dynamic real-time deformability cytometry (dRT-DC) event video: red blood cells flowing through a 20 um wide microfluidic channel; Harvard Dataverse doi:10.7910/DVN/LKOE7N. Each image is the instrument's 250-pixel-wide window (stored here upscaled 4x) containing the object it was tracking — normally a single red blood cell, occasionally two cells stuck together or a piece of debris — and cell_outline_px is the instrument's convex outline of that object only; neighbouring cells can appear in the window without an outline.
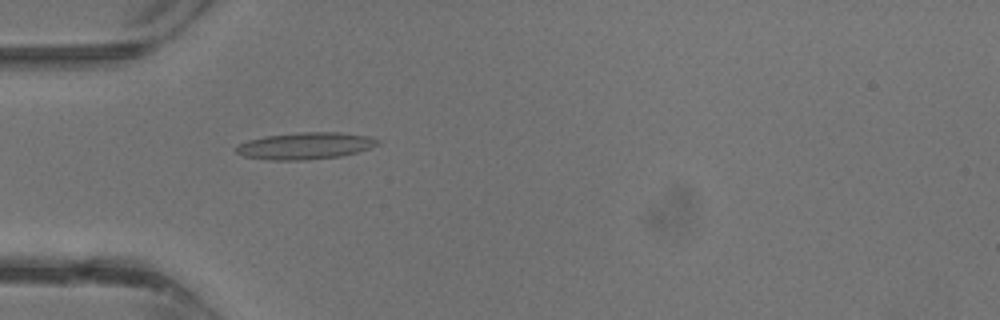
{"species": "common noctule bat (a hibernating species)", "species_latin": "Nyctalus noctula", "temperature_condition": "warm", "stored_images_in_passage": 38, "camera_frame_rate_fps": 3000, "um_per_image_px": 0.085, "animal": {"sex": "male", "body_mass_g": 13.3}, "frame": {"image": 1, "passage_image": 12, "time_ms": 3.667, "image_size_px": [1000, 320], "cell_outline_px": [[380, 144], [356, 152], [340, 156], [308, 160], [268, 160], [244, 156], [236, 152], [236, 148], [240, 144], [248, 140], [264, 136], [300, 132], [340, 132], [368, 136], [380, 140]], "centroid_in_image_um": [25.95, 12.39], "position_along_channel_um": 59.0, "area_um2": 22.08}}
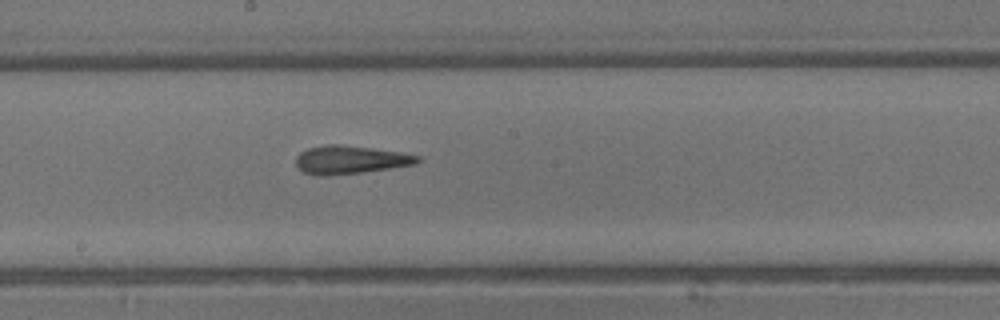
{"frame": {"image": 2, "passage_image": 21, "time_ms": 6.667, "image_size_px": [1000, 320], "cell_outline_px": [[420, 160], [416, 164], [360, 172], [320, 176], [316, 176], [304, 172], [296, 168], [296, 156], [300, 152], [308, 148], [328, 144], [340, 144], [372, 148], [400, 152], [420, 156]], "centroid_in_image_um": [29.72, 13.57], "position_along_channel_um": 218.5, "area_um2": 19.88}}
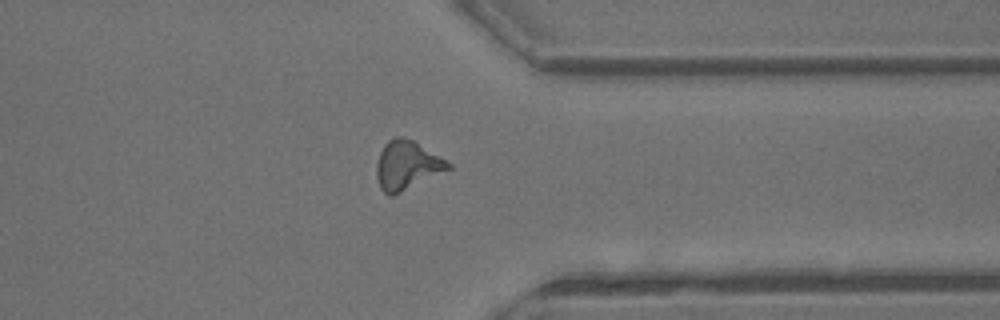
{"frame": {"image": 3, "passage_image": 30, "time_ms": 9.667, "image_size_px": [1000, 320], "cell_outline_px": [[452, 168], [392, 196], [388, 196], [380, 188], [376, 176], [376, 164], [380, 152], [384, 144], [388, 140], [396, 136], [400, 136], [412, 140], [452, 164]], "centroid_in_image_um": [34.55, 14.06], "position_along_channel_um": 376.8, "area_um2": 20.17}}